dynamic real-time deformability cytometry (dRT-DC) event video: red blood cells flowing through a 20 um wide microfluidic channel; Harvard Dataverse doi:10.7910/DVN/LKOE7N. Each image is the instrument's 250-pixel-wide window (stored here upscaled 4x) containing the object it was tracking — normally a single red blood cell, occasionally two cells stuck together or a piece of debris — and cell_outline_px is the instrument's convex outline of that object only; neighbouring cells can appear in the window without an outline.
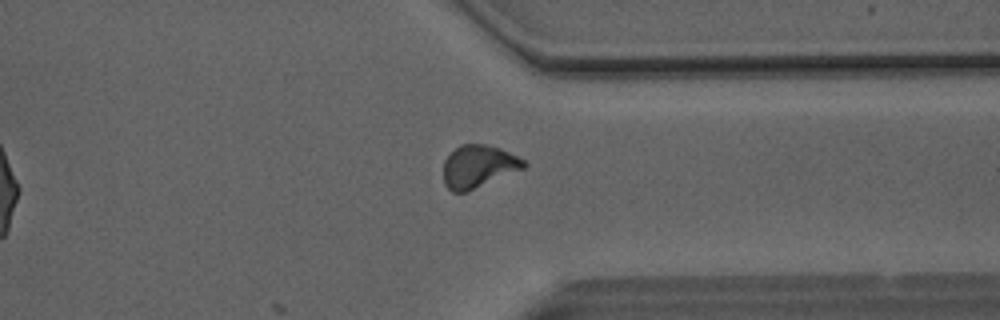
{"species": "Egyptian fruit bat (a non-hibernating species)", "species_latin": "Rousettus aegyptiacus", "temperature_condition": "room temperature", "stored_images_in_passage": 33, "camera_frame_rate_fps": 3000, "um_per_image_px": 0.085, "animal": {"sex": "male"}, "frame": {"image": 1, "passage_image": 28, "time_ms": 9.0, "image_size_px": [1000, 320], "cell_outline_px": [[528, 164], [524, 168], [464, 192], [452, 192], [444, 184], [444, 160], [460, 144], [484, 144], [500, 148], [524, 160]], "centroid_in_image_um": [40.65, 14.13], "position_along_channel_um": 370.8, "area_um2": 19.54}}
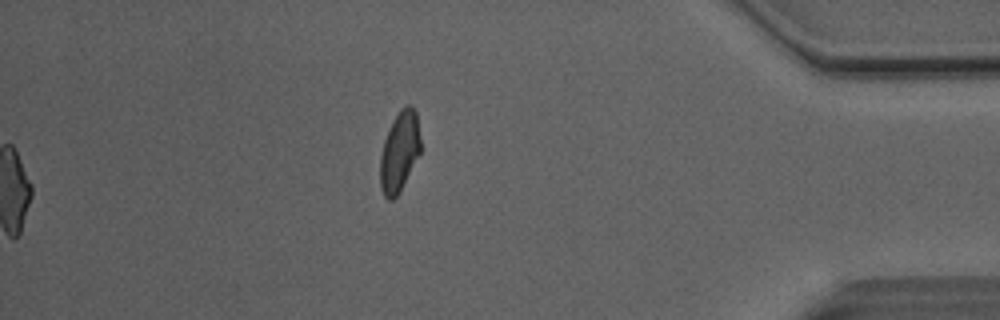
{"frame": {"image": 2, "passage_image": 33, "time_ms": 10.667, "image_size_px": [1000, 320], "cell_outline_px": [[420, 152], [400, 192], [392, 200], [388, 200], [384, 196], [380, 188], [380, 156], [384, 140], [388, 128], [392, 120], [400, 108], [408, 104], [412, 104], [416, 112], [420, 140]], "centroid_in_image_um": [33.94, 12.87], "position_along_channel_um": 401.3, "area_um2": 19.02}, "authors_computed_cell_mechanics": {"area_um2": 19.4208, "velocity_mm_per_s": 4.1039, "shape_relaxation_time_tau1_ms": null, "shape_relaxation_time_tau2_ms": 1.6188, "deformation_change_tau1": null, "deformation_change_tau2": 0.0786}}